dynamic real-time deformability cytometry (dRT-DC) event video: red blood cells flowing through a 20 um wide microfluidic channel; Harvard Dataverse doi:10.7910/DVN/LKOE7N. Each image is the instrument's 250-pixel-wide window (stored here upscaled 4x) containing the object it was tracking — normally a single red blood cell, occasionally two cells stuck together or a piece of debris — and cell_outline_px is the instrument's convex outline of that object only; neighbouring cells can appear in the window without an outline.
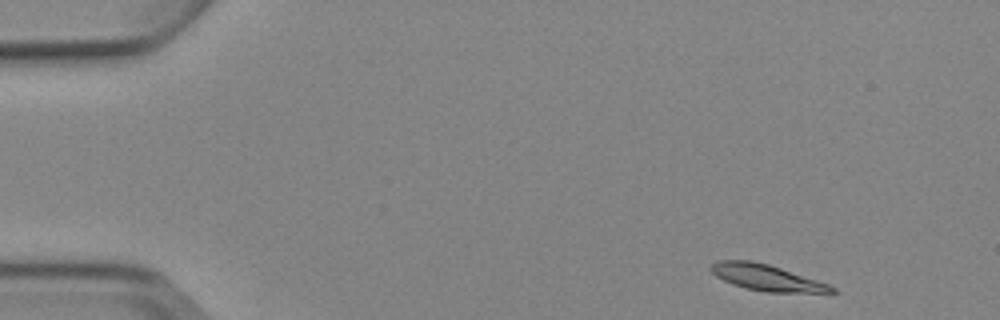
{"species": "Egyptian fruit bat (a non-hibernating species)", "species_latin": "Rousettus aegyptiacus", "temperature_condition": "cold", "stored_images_in_passage": 3, "camera_frame_rate_fps": 3000, "um_per_image_px": 0.085, "animal": {"sex": "female"}, "frame": {"image": 1, "passage_image": 1, "time_ms": 0.0, "image_size_px": [1000, 320], "cell_outline_px": [[840, 292], [832, 296], [764, 292], [744, 288], [732, 284], [716, 276], [708, 268], [716, 260], [752, 260], [768, 264], [828, 284], [836, 288]], "centroid_in_image_um": [65.33, 23.67], "position_along_channel_um": 19.7, "area_um2": 19.36}}
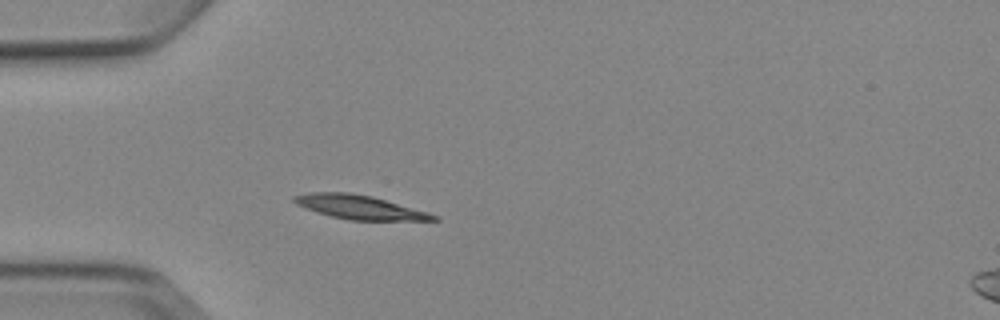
{"frame": {"image": 2, "passage_image": 3, "time_ms": 3.333, "image_size_px": [1000, 320], "cell_outline_px": [[440, 220], [348, 220], [316, 212], [296, 204], [292, 200], [292, 196], [308, 192], [348, 192], [372, 196], [428, 212], [440, 216]], "centroid_in_image_um": [30.55, 17.6], "position_along_channel_um": 54.5, "area_um2": 19.42}}